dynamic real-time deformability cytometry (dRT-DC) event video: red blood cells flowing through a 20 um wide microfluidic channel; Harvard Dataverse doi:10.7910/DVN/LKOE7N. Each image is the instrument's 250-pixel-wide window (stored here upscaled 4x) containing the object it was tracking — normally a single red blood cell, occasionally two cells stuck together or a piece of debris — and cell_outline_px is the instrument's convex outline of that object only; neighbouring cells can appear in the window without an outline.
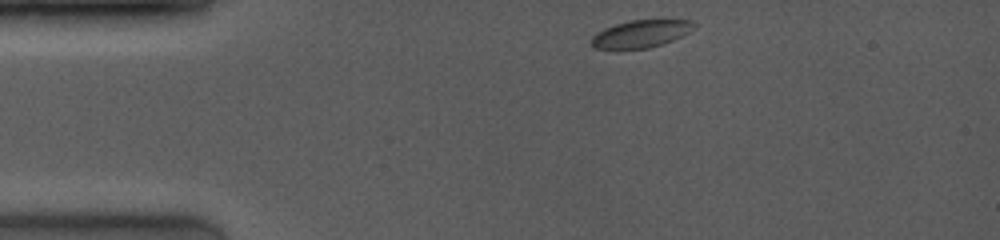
{"species": "common noctule bat (a hibernating species)", "species_latin": "Nyctalus noctula", "temperature_condition": "room temperature", "stored_images_in_passage": 11, "camera_frame_rate_fps": 4000, "um_per_image_px": 0.085, "animal": {"sex": "female", "body_mass_g": 19.0, "forearm_length_mm": 53.3}, "frame": {"image": 1, "passage_image": 1, "time_ms": 0.0, "image_size_px": [1000, 240], "cell_outline_px": [[696, 28], [664, 44], [648, 48], [592, 48], [588, 44], [588, 40], [596, 32], [604, 28], [616, 24], [632, 20], [668, 16], [692, 20], [696, 24]], "centroid_in_image_um": [54.53, 2.81], "position_along_channel_um": 30.5, "area_um2": 17.34}}
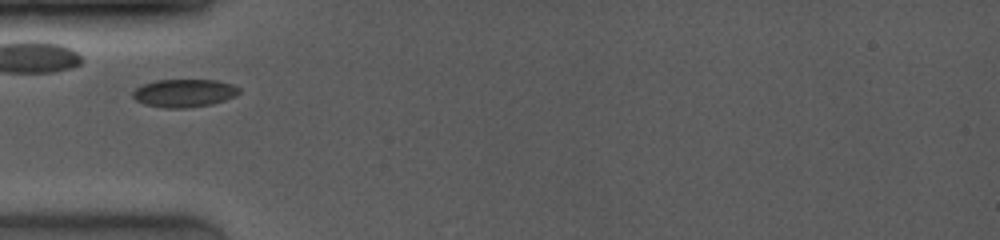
{"frame": {"image": 2, "passage_image": 7, "time_ms": 2.25, "image_size_px": [1000, 240], "cell_outline_px": [[240, 92], [236, 96], [212, 104], [188, 108], [164, 108], [144, 104], [136, 100], [132, 96], [132, 92], [140, 84], [156, 80], [216, 80], [232, 84], [240, 88]], "centroid_in_image_um": [15.64, 7.91], "position_along_channel_um": 69.4, "area_um2": 17.51}}